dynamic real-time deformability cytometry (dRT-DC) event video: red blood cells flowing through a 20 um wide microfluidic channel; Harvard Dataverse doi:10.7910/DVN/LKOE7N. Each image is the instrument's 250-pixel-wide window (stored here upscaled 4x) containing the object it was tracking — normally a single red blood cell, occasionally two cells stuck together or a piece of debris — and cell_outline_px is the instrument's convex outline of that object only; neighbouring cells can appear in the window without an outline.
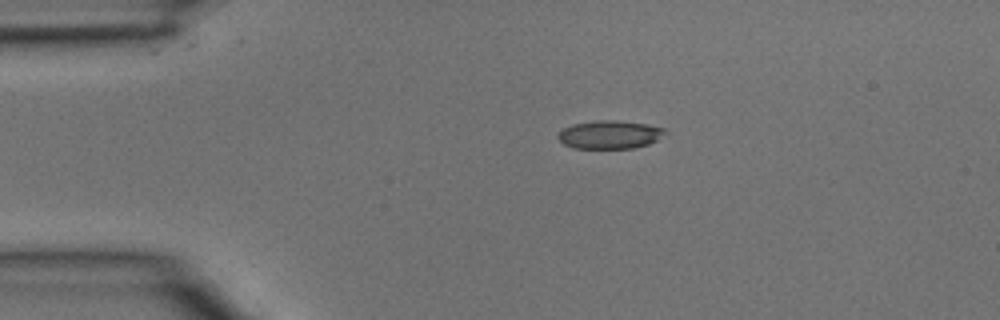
{"species": "common noctule bat (a hibernating species)", "species_latin": "Nyctalus noctula", "temperature_condition": "room temperature", "stored_images_in_passage": 2, "camera_frame_rate_fps": 3000, "um_per_image_px": 0.085, "animal": {"sex": "male", "body_mass_g": 15.6}, "frame": {"image": 1, "passage_image": 1, "time_ms": 0.0, "image_size_px": [1000, 320], "cell_outline_px": [[668, 132], [656, 140], [648, 144], [632, 148], [572, 148], [564, 144], [556, 136], [564, 128], [572, 124], [596, 120], [616, 120], [648, 124], [664, 128]], "centroid_in_image_um": [51.83, 11.43], "position_along_channel_um": 33.2, "area_um2": 17.63}}